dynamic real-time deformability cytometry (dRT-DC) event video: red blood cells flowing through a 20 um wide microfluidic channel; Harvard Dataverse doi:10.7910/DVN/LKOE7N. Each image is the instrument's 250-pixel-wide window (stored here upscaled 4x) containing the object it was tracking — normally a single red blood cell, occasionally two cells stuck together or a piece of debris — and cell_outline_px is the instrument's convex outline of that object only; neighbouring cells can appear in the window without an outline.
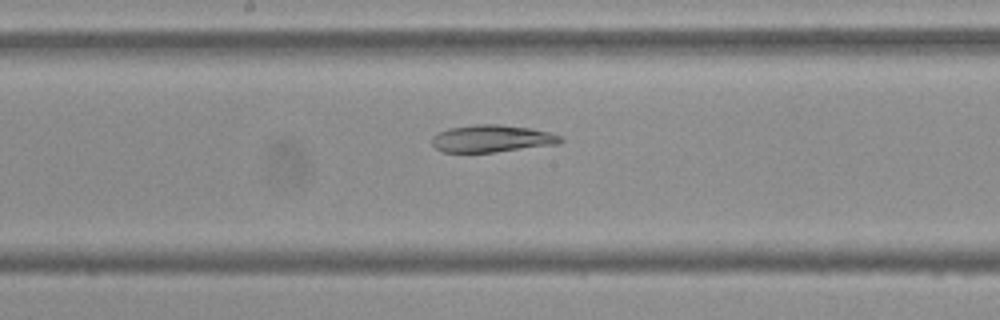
{"species": "Egyptian fruit bat (a non-hibernating species)", "species_latin": "Rousettus aegyptiacus", "temperature_condition": "cold", "stored_images_in_passage": 54, "camera_frame_rate_fps": 3000, "um_per_image_px": 0.085, "frame": {"image": 1, "passage_image": 28, "time_ms": 9.0, "image_size_px": [1000, 320], "cell_outline_px": [[564, 140], [556, 144], [496, 152], [440, 152], [432, 144], [432, 136], [448, 128], [472, 124], [500, 124], [528, 128], [548, 132], [564, 136]], "centroid_in_image_um": [41.79, 11.77], "position_along_channel_um": 206.4, "area_um2": 20.46}}
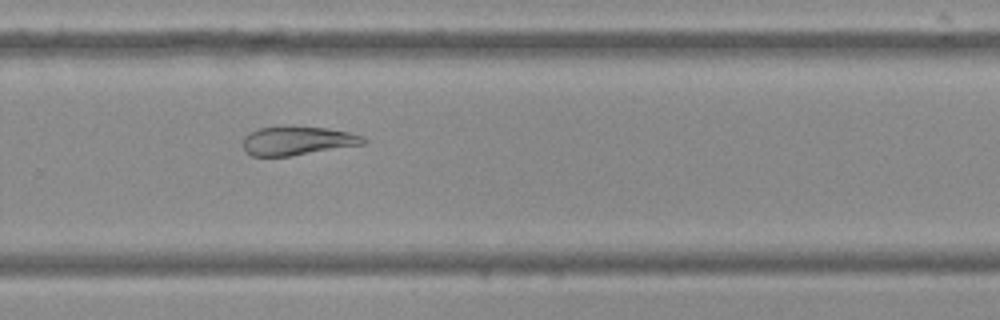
{"frame": {"image": 2, "passage_image": 36, "time_ms": 11.667, "image_size_px": [1000, 320], "cell_outline_px": [[368, 140], [364, 144], [288, 156], [252, 156], [244, 152], [240, 144], [244, 136], [260, 128], [324, 128], [348, 132], [364, 136]], "centroid_in_image_um": [25.24, 12.0], "position_along_channel_um": 304.6, "area_um2": 19.71}}
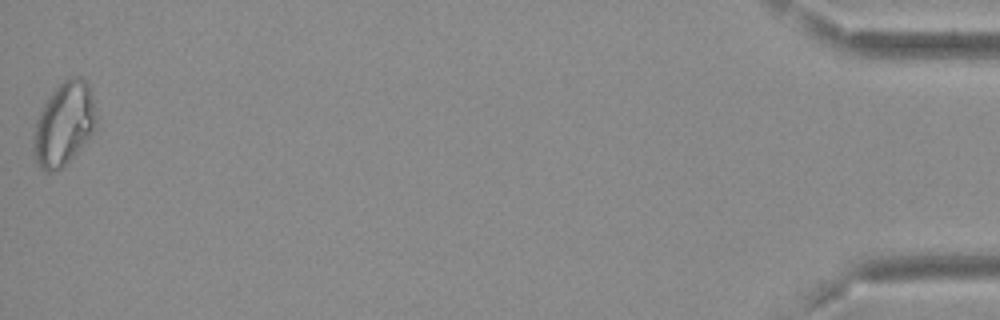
{"frame": {"image": 3, "passage_image": 54, "time_ms": 17.667, "image_size_px": [1000, 320], "cell_outline_px": [[96, 128], [72, 156], [56, 172], [44, 172], [40, 168], [32, 152], [32, 136], [36, 120], [44, 104], [52, 92], [64, 80], [72, 76], [80, 76], [88, 80], [92, 96], [96, 116]], "centroid_in_image_um": [5.41, 10.52], "position_along_channel_um": 429.8, "area_um2": 30.35}}